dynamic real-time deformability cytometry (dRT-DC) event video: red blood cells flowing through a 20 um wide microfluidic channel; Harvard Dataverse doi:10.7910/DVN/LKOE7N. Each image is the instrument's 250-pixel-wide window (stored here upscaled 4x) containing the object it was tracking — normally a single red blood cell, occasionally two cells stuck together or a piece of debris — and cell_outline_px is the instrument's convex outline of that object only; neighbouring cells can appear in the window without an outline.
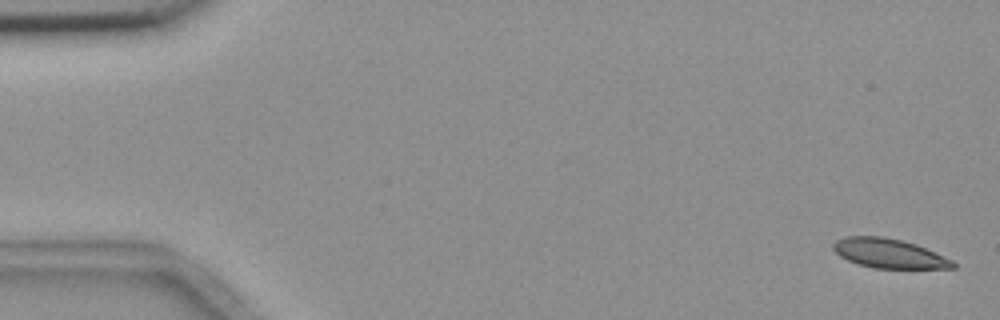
{"species": "common noctule bat (a hibernating species)", "species_latin": "Nyctalus noctula", "temperature_condition": "room temperature", "stored_images_in_passage": 5, "camera_frame_rate_fps": 3000, "um_per_image_px": 0.085, "animal": {"sex": "female", "body_mass_g": 18.4}, "frame": {"image": 1, "passage_image": 1, "time_ms": 0.0, "image_size_px": [1000, 320], "cell_outline_px": [[956, 268], [872, 268], [848, 260], [840, 256], [832, 248], [832, 244], [836, 240], [848, 236], [884, 236], [916, 244], [936, 252], [952, 260], [956, 264]], "centroid_in_image_um": [75.57, 21.53], "position_along_channel_um": 9.4, "area_um2": 20.4}}
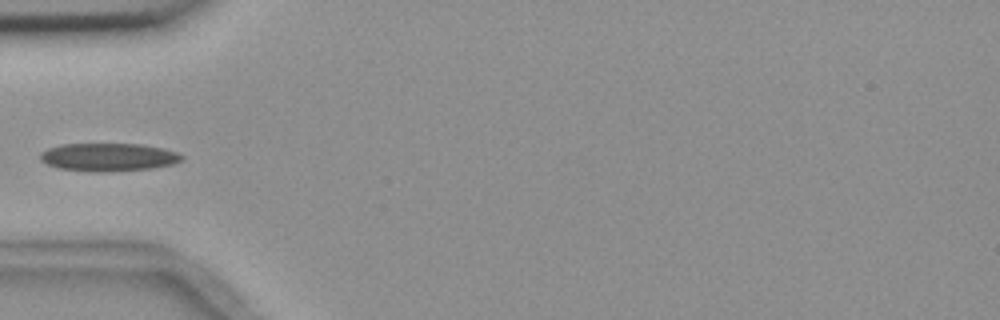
{"frame": {"image": 2, "passage_image": 5, "time_ms": 5.667, "image_size_px": [1000, 320], "cell_outline_px": [[184, 160], [172, 164], [152, 168], [104, 172], [92, 172], [60, 168], [48, 164], [40, 160], [40, 152], [48, 148], [64, 144], [140, 144], [164, 148], [176, 152], [184, 156]], "centroid_in_image_um": [9.24, 13.35], "position_along_channel_um": 75.8, "area_um2": 23.12}}